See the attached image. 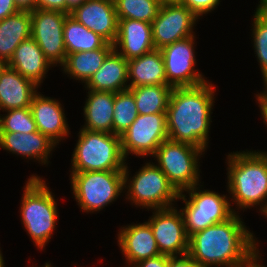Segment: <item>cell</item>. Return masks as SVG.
<instances>
[{
  "instance_id": "cell-1",
  "label": "cell",
  "mask_w": 267,
  "mask_h": 267,
  "mask_svg": "<svg viewBox=\"0 0 267 267\" xmlns=\"http://www.w3.org/2000/svg\"><path fill=\"white\" fill-rule=\"evenodd\" d=\"M238 212L189 237L187 255L199 267H242L259 246Z\"/></svg>"
},
{
  "instance_id": "cell-2",
  "label": "cell",
  "mask_w": 267,
  "mask_h": 267,
  "mask_svg": "<svg viewBox=\"0 0 267 267\" xmlns=\"http://www.w3.org/2000/svg\"><path fill=\"white\" fill-rule=\"evenodd\" d=\"M209 82L173 88L166 110L169 140L207 150L216 92L215 86Z\"/></svg>"
},
{
  "instance_id": "cell-3",
  "label": "cell",
  "mask_w": 267,
  "mask_h": 267,
  "mask_svg": "<svg viewBox=\"0 0 267 267\" xmlns=\"http://www.w3.org/2000/svg\"><path fill=\"white\" fill-rule=\"evenodd\" d=\"M226 161L231 201L238 210L260 206L261 211L267 202V152L233 151Z\"/></svg>"
},
{
  "instance_id": "cell-4",
  "label": "cell",
  "mask_w": 267,
  "mask_h": 267,
  "mask_svg": "<svg viewBox=\"0 0 267 267\" xmlns=\"http://www.w3.org/2000/svg\"><path fill=\"white\" fill-rule=\"evenodd\" d=\"M20 203V217L34 246L42 250L49 243L58 222L55 195L44 179L33 174L27 179Z\"/></svg>"
},
{
  "instance_id": "cell-5",
  "label": "cell",
  "mask_w": 267,
  "mask_h": 267,
  "mask_svg": "<svg viewBox=\"0 0 267 267\" xmlns=\"http://www.w3.org/2000/svg\"><path fill=\"white\" fill-rule=\"evenodd\" d=\"M126 161L120 136L80 128L70 172L124 170Z\"/></svg>"
},
{
  "instance_id": "cell-6",
  "label": "cell",
  "mask_w": 267,
  "mask_h": 267,
  "mask_svg": "<svg viewBox=\"0 0 267 267\" xmlns=\"http://www.w3.org/2000/svg\"><path fill=\"white\" fill-rule=\"evenodd\" d=\"M127 164L123 170L124 192L128 190L126 200H130L131 204L134 203L136 207H145L147 210L174 206L176 200L178 201L179 192L169 182L165 173L155 165V162L145 163L134 176H130L132 178L129 177L130 170Z\"/></svg>"
},
{
  "instance_id": "cell-7",
  "label": "cell",
  "mask_w": 267,
  "mask_h": 267,
  "mask_svg": "<svg viewBox=\"0 0 267 267\" xmlns=\"http://www.w3.org/2000/svg\"><path fill=\"white\" fill-rule=\"evenodd\" d=\"M70 180L77 205L86 213L103 210L125 189L123 170L70 172Z\"/></svg>"
},
{
  "instance_id": "cell-8",
  "label": "cell",
  "mask_w": 267,
  "mask_h": 267,
  "mask_svg": "<svg viewBox=\"0 0 267 267\" xmlns=\"http://www.w3.org/2000/svg\"><path fill=\"white\" fill-rule=\"evenodd\" d=\"M201 186L203 185H195L180 192L178 196V201L181 199L185 203L179 211L182 214L188 237L209 226L223 222L236 213L226 195L205 189L200 190ZM184 192H187L189 197Z\"/></svg>"
},
{
  "instance_id": "cell-9",
  "label": "cell",
  "mask_w": 267,
  "mask_h": 267,
  "mask_svg": "<svg viewBox=\"0 0 267 267\" xmlns=\"http://www.w3.org/2000/svg\"><path fill=\"white\" fill-rule=\"evenodd\" d=\"M204 152L193 145L168 139L162 142L152 157L180 193L200 184L199 158Z\"/></svg>"
},
{
  "instance_id": "cell-10",
  "label": "cell",
  "mask_w": 267,
  "mask_h": 267,
  "mask_svg": "<svg viewBox=\"0 0 267 267\" xmlns=\"http://www.w3.org/2000/svg\"><path fill=\"white\" fill-rule=\"evenodd\" d=\"M120 138L126 160L129 154L153 156L162 142L168 140L166 113L138 115Z\"/></svg>"
},
{
  "instance_id": "cell-11",
  "label": "cell",
  "mask_w": 267,
  "mask_h": 267,
  "mask_svg": "<svg viewBox=\"0 0 267 267\" xmlns=\"http://www.w3.org/2000/svg\"><path fill=\"white\" fill-rule=\"evenodd\" d=\"M195 38L193 35L160 49L167 82L173 88L194 87L207 82L204 75L194 68Z\"/></svg>"
},
{
  "instance_id": "cell-12",
  "label": "cell",
  "mask_w": 267,
  "mask_h": 267,
  "mask_svg": "<svg viewBox=\"0 0 267 267\" xmlns=\"http://www.w3.org/2000/svg\"><path fill=\"white\" fill-rule=\"evenodd\" d=\"M68 14L60 11L35 9L31 11V37L53 66H61L66 58L63 30Z\"/></svg>"
},
{
  "instance_id": "cell-13",
  "label": "cell",
  "mask_w": 267,
  "mask_h": 267,
  "mask_svg": "<svg viewBox=\"0 0 267 267\" xmlns=\"http://www.w3.org/2000/svg\"><path fill=\"white\" fill-rule=\"evenodd\" d=\"M146 221L152 229L160 254L171 257L188 253L189 237L181 212L176 207L152 210Z\"/></svg>"
},
{
  "instance_id": "cell-14",
  "label": "cell",
  "mask_w": 267,
  "mask_h": 267,
  "mask_svg": "<svg viewBox=\"0 0 267 267\" xmlns=\"http://www.w3.org/2000/svg\"><path fill=\"white\" fill-rule=\"evenodd\" d=\"M198 19L182 4L162 5L157 18L151 23L155 49L160 50L178 40L193 36V28Z\"/></svg>"
},
{
  "instance_id": "cell-15",
  "label": "cell",
  "mask_w": 267,
  "mask_h": 267,
  "mask_svg": "<svg viewBox=\"0 0 267 267\" xmlns=\"http://www.w3.org/2000/svg\"><path fill=\"white\" fill-rule=\"evenodd\" d=\"M89 30L113 44L118 33L115 3L109 0H87L70 14Z\"/></svg>"
},
{
  "instance_id": "cell-16",
  "label": "cell",
  "mask_w": 267,
  "mask_h": 267,
  "mask_svg": "<svg viewBox=\"0 0 267 267\" xmlns=\"http://www.w3.org/2000/svg\"><path fill=\"white\" fill-rule=\"evenodd\" d=\"M30 109L37 130L48 136L57 145L71 134L64 107L62 108L61 103L55 98L45 97L38 92L32 99Z\"/></svg>"
},
{
  "instance_id": "cell-17",
  "label": "cell",
  "mask_w": 267,
  "mask_h": 267,
  "mask_svg": "<svg viewBox=\"0 0 267 267\" xmlns=\"http://www.w3.org/2000/svg\"><path fill=\"white\" fill-rule=\"evenodd\" d=\"M118 232V245L125 257L127 267L160 255L151 226L145 221L121 227Z\"/></svg>"
},
{
  "instance_id": "cell-18",
  "label": "cell",
  "mask_w": 267,
  "mask_h": 267,
  "mask_svg": "<svg viewBox=\"0 0 267 267\" xmlns=\"http://www.w3.org/2000/svg\"><path fill=\"white\" fill-rule=\"evenodd\" d=\"M113 49L126 60L153 51L155 46L151 23L133 19H118V33L113 43Z\"/></svg>"
},
{
  "instance_id": "cell-19",
  "label": "cell",
  "mask_w": 267,
  "mask_h": 267,
  "mask_svg": "<svg viewBox=\"0 0 267 267\" xmlns=\"http://www.w3.org/2000/svg\"><path fill=\"white\" fill-rule=\"evenodd\" d=\"M56 145L38 130L27 134L0 132V148L17 156L26 157V159H35L41 165H48L51 151L55 150Z\"/></svg>"
},
{
  "instance_id": "cell-20",
  "label": "cell",
  "mask_w": 267,
  "mask_h": 267,
  "mask_svg": "<svg viewBox=\"0 0 267 267\" xmlns=\"http://www.w3.org/2000/svg\"><path fill=\"white\" fill-rule=\"evenodd\" d=\"M52 64L32 37L22 41L8 62V67L18 71L37 86L43 83Z\"/></svg>"
},
{
  "instance_id": "cell-21",
  "label": "cell",
  "mask_w": 267,
  "mask_h": 267,
  "mask_svg": "<svg viewBox=\"0 0 267 267\" xmlns=\"http://www.w3.org/2000/svg\"><path fill=\"white\" fill-rule=\"evenodd\" d=\"M38 87L7 66L0 76V110L4 112L30 107L33 97L38 93Z\"/></svg>"
},
{
  "instance_id": "cell-22",
  "label": "cell",
  "mask_w": 267,
  "mask_h": 267,
  "mask_svg": "<svg viewBox=\"0 0 267 267\" xmlns=\"http://www.w3.org/2000/svg\"><path fill=\"white\" fill-rule=\"evenodd\" d=\"M127 69L128 60L113 49L84 87L87 90L113 93L125 91L129 88Z\"/></svg>"
},
{
  "instance_id": "cell-23",
  "label": "cell",
  "mask_w": 267,
  "mask_h": 267,
  "mask_svg": "<svg viewBox=\"0 0 267 267\" xmlns=\"http://www.w3.org/2000/svg\"><path fill=\"white\" fill-rule=\"evenodd\" d=\"M83 108L85 124L81 129L113 133L115 93L88 90Z\"/></svg>"
},
{
  "instance_id": "cell-24",
  "label": "cell",
  "mask_w": 267,
  "mask_h": 267,
  "mask_svg": "<svg viewBox=\"0 0 267 267\" xmlns=\"http://www.w3.org/2000/svg\"><path fill=\"white\" fill-rule=\"evenodd\" d=\"M127 74L128 83L130 82L129 87L169 85L165 75L163 57L159 49L128 60Z\"/></svg>"
},
{
  "instance_id": "cell-25",
  "label": "cell",
  "mask_w": 267,
  "mask_h": 267,
  "mask_svg": "<svg viewBox=\"0 0 267 267\" xmlns=\"http://www.w3.org/2000/svg\"><path fill=\"white\" fill-rule=\"evenodd\" d=\"M31 37V12L18 11L0 21V58L7 63L19 44Z\"/></svg>"
},
{
  "instance_id": "cell-26",
  "label": "cell",
  "mask_w": 267,
  "mask_h": 267,
  "mask_svg": "<svg viewBox=\"0 0 267 267\" xmlns=\"http://www.w3.org/2000/svg\"><path fill=\"white\" fill-rule=\"evenodd\" d=\"M112 50L113 44L107 43L103 48L67 54L62 71L71 79L86 84L102 66L103 61Z\"/></svg>"
},
{
  "instance_id": "cell-27",
  "label": "cell",
  "mask_w": 267,
  "mask_h": 267,
  "mask_svg": "<svg viewBox=\"0 0 267 267\" xmlns=\"http://www.w3.org/2000/svg\"><path fill=\"white\" fill-rule=\"evenodd\" d=\"M66 54L103 48L107 42L68 14L63 30Z\"/></svg>"
},
{
  "instance_id": "cell-28",
  "label": "cell",
  "mask_w": 267,
  "mask_h": 267,
  "mask_svg": "<svg viewBox=\"0 0 267 267\" xmlns=\"http://www.w3.org/2000/svg\"><path fill=\"white\" fill-rule=\"evenodd\" d=\"M134 95L139 115L166 113L173 87L170 85H144L128 88Z\"/></svg>"
},
{
  "instance_id": "cell-29",
  "label": "cell",
  "mask_w": 267,
  "mask_h": 267,
  "mask_svg": "<svg viewBox=\"0 0 267 267\" xmlns=\"http://www.w3.org/2000/svg\"><path fill=\"white\" fill-rule=\"evenodd\" d=\"M118 19H133L152 23L159 14V0H116Z\"/></svg>"
},
{
  "instance_id": "cell-30",
  "label": "cell",
  "mask_w": 267,
  "mask_h": 267,
  "mask_svg": "<svg viewBox=\"0 0 267 267\" xmlns=\"http://www.w3.org/2000/svg\"><path fill=\"white\" fill-rule=\"evenodd\" d=\"M138 115L134 95L129 89L115 93L113 134L121 136L125 133Z\"/></svg>"
},
{
  "instance_id": "cell-31",
  "label": "cell",
  "mask_w": 267,
  "mask_h": 267,
  "mask_svg": "<svg viewBox=\"0 0 267 267\" xmlns=\"http://www.w3.org/2000/svg\"><path fill=\"white\" fill-rule=\"evenodd\" d=\"M253 15L252 24V40L254 52H256L257 61L260 65L263 84H267V10H260L256 8Z\"/></svg>"
},
{
  "instance_id": "cell-32",
  "label": "cell",
  "mask_w": 267,
  "mask_h": 267,
  "mask_svg": "<svg viewBox=\"0 0 267 267\" xmlns=\"http://www.w3.org/2000/svg\"><path fill=\"white\" fill-rule=\"evenodd\" d=\"M5 112L7 114L4 116L0 114V132L27 134L37 131L30 107L10 109Z\"/></svg>"
},
{
  "instance_id": "cell-33",
  "label": "cell",
  "mask_w": 267,
  "mask_h": 267,
  "mask_svg": "<svg viewBox=\"0 0 267 267\" xmlns=\"http://www.w3.org/2000/svg\"><path fill=\"white\" fill-rule=\"evenodd\" d=\"M220 4V0H183L184 6L191 10L197 17L212 12Z\"/></svg>"
},
{
  "instance_id": "cell-34",
  "label": "cell",
  "mask_w": 267,
  "mask_h": 267,
  "mask_svg": "<svg viewBox=\"0 0 267 267\" xmlns=\"http://www.w3.org/2000/svg\"><path fill=\"white\" fill-rule=\"evenodd\" d=\"M36 8L67 13V2L66 0H37Z\"/></svg>"
},
{
  "instance_id": "cell-35",
  "label": "cell",
  "mask_w": 267,
  "mask_h": 267,
  "mask_svg": "<svg viewBox=\"0 0 267 267\" xmlns=\"http://www.w3.org/2000/svg\"><path fill=\"white\" fill-rule=\"evenodd\" d=\"M171 256L160 254L133 264L131 267H167Z\"/></svg>"
},
{
  "instance_id": "cell-36",
  "label": "cell",
  "mask_w": 267,
  "mask_h": 267,
  "mask_svg": "<svg viewBox=\"0 0 267 267\" xmlns=\"http://www.w3.org/2000/svg\"><path fill=\"white\" fill-rule=\"evenodd\" d=\"M167 267H199L187 254L170 257Z\"/></svg>"
},
{
  "instance_id": "cell-37",
  "label": "cell",
  "mask_w": 267,
  "mask_h": 267,
  "mask_svg": "<svg viewBox=\"0 0 267 267\" xmlns=\"http://www.w3.org/2000/svg\"><path fill=\"white\" fill-rule=\"evenodd\" d=\"M18 11L14 0H0V21Z\"/></svg>"
},
{
  "instance_id": "cell-38",
  "label": "cell",
  "mask_w": 267,
  "mask_h": 267,
  "mask_svg": "<svg viewBox=\"0 0 267 267\" xmlns=\"http://www.w3.org/2000/svg\"><path fill=\"white\" fill-rule=\"evenodd\" d=\"M264 91L262 93L256 94V100L261 110V115L263 116V123L267 126V85H264Z\"/></svg>"
},
{
  "instance_id": "cell-39",
  "label": "cell",
  "mask_w": 267,
  "mask_h": 267,
  "mask_svg": "<svg viewBox=\"0 0 267 267\" xmlns=\"http://www.w3.org/2000/svg\"><path fill=\"white\" fill-rule=\"evenodd\" d=\"M261 260V254L258 247L247 257L246 262L242 267H266L259 264ZM258 261V262H257Z\"/></svg>"
},
{
  "instance_id": "cell-40",
  "label": "cell",
  "mask_w": 267,
  "mask_h": 267,
  "mask_svg": "<svg viewBox=\"0 0 267 267\" xmlns=\"http://www.w3.org/2000/svg\"><path fill=\"white\" fill-rule=\"evenodd\" d=\"M19 11H34L36 9L37 0H14Z\"/></svg>"
},
{
  "instance_id": "cell-41",
  "label": "cell",
  "mask_w": 267,
  "mask_h": 267,
  "mask_svg": "<svg viewBox=\"0 0 267 267\" xmlns=\"http://www.w3.org/2000/svg\"><path fill=\"white\" fill-rule=\"evenodd\" d=\"M87 0H66L67 2V14L71 12L78 6H81Z\"/></svg>"
},
{
  "instance_id": "cell-42",
  "label": "cell",
  "mask_w": 267,
  "mask_h": 267,
  "mask_svg": "<svg viewBox=\"0 0 267 267\" xmlns=\"http://www.w3.org/2000/svg\"><path fill=\"white\" fill-rule=\"evenodd\" d=\"M162 5L183 4V0H159Z\"/></svg>"
},
{
  "instance_id": "cell-43",
  "label": "cell",
  "mask_w": 267,
  "mask_h": 267,
  "mask_svg": "<svg viewBox=\"0 0 267 267\" xmlns=\"http://www.w3.org/2000/svg\"><path fill=\"white\" fill-rule=\"evenodd\" d=\"M257 9L267 10V0H260Z\"/></svg>"
},
{
  "instance_id": "cell-44",
  "label": "cell",
  "mask_w": 267,
  "mask_h": 267,
  "mask_svg": "<svg viewBox=\"0 0 267 267\" xmlns=\"http://www.w3.org/2000/svg\"><path fill=\"white\" fill-rule=\"evenodd\" d=\"M7 66H8V63L5 60L0 58V76Z\"/></svg>"
},
{
  "instance_id": "cell-45",
  "label": "cell",
  "mask_w": 267,
  "mask_h": 267,
  "mask_svg": "<svg viewBox=\"0 0 267 267\" xmlns=\"http://www.w3.org/2000/svg\"><path fill=\"white\" fill-rule=\"evenodd\" d=\"M0 267H5V263H4V259H3V255H2L1 250H0Z\"/></svg>"
},
{
  "instance_id": "cell-46",
  "label": "cell",
  "mask_w": 267,
  "mask_h": 267,
  "mask_svg": "<svg viewBox=\"0 0 267 267\" xmlns=\"http://www.w3.org/2000/svg\"><path fill=\"white\" fill-rule=\"evenodd\" d=\"M263 213V215L265 216V218L267 217V202L265 207L261 210V214Z\"/></svg>"
},
{
  "instance_id": "cell-47",
  "label": "cell",
  "mask_w": 267,
  "mask_h": 267,
  "mask_svg": "<svg viewBox=\"0 0 267 267\" xmlns=\"http://www.w3.org/2000/svg\"><path fill=\"white\" fill-rule=\"evenodd\" d=\"M33 267H34V266H33ZM42 267H53V266L51 265V263L47 262V263H45L44 266H42Z\"/></svg>"
}]
</instances>
